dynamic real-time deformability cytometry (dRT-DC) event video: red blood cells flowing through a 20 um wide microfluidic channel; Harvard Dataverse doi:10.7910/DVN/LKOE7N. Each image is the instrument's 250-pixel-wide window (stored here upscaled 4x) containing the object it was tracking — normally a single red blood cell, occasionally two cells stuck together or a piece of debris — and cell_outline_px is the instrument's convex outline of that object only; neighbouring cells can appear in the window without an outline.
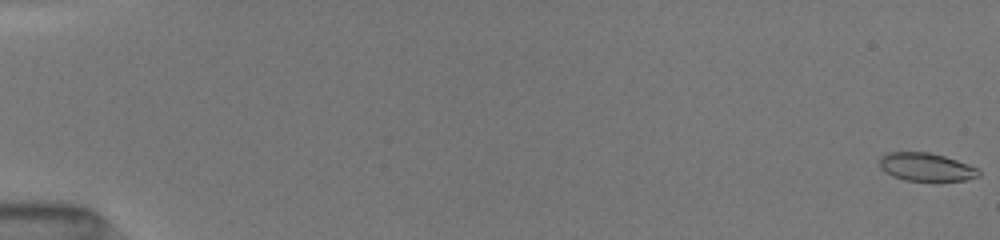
{"species": "common noctule bat (a hibernating species)", "species_latin": "Nyctalus noctula", "temperature_condition": "room temperature", "stored_images_in_passage": 32, "camera_frame_rate_fps": 3000, "um_per_image_px": 0.085, "animal": {"sex": "female", "body_mass_g": 19.5, "forearm_length_mm": 54.1}, "frame": {"image": 1, "passage_image": 1, "time_ms": 0.0, "image_size_px": [1000, 240], "cell_outline_px": [[980, 176], [964, 180], [908, 180], [892, 176], [884, 172], [880, 168], [880, 156], [888, 152], [928, 152], [944, 156], [968, 164], [976, 168], [980, 172]], "centroid_in_image_um": [78.69, 14.18], "position_along_channel_um": 6.3, "area_um2": 16.07}}
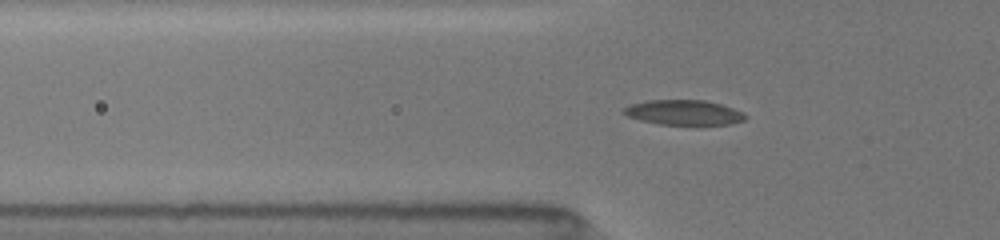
{"frame": {"image": 2, "passage_image": 20, "time_ms": 6.0, "image_size_px": [1000, 240], "cell_outline_px": [[748, 116], [744, 120], [732, 124], [660, 124], [640, 120], [628, 116], [620, 112], [620, 108], [632, 104], [648, 100], [704, 100], [720, 104], [744, 112]], "centroid_in_image_um": [58.1, 9.55], "position_along_channel_um": 67.7, "area_um2": 17.69}}
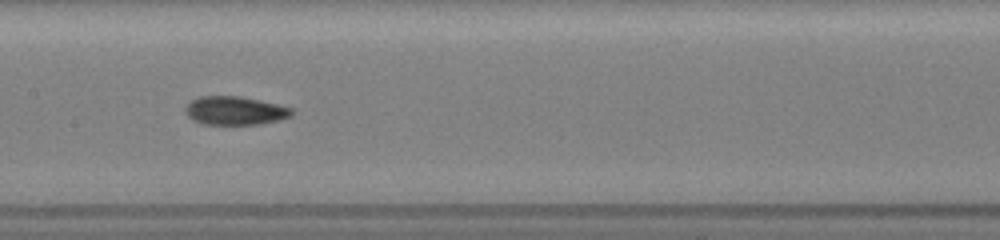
{"frame": {"image": 3, "passage_image": 31, "time_ms": 9.0, "image_size_px": [1000, 240], "cell_outline_px": [[292, 116], [280, 120], [260, 124], [204, 124], [192, 120], [184, 112], [184, 108], [192, 100], [200, 96], [240, 96], [260, 100], [292, 108]], "centroid_in_image_um": [19.96, 9.41], "position_along_channel_um": 187.4, "area_um2": 17.69}}